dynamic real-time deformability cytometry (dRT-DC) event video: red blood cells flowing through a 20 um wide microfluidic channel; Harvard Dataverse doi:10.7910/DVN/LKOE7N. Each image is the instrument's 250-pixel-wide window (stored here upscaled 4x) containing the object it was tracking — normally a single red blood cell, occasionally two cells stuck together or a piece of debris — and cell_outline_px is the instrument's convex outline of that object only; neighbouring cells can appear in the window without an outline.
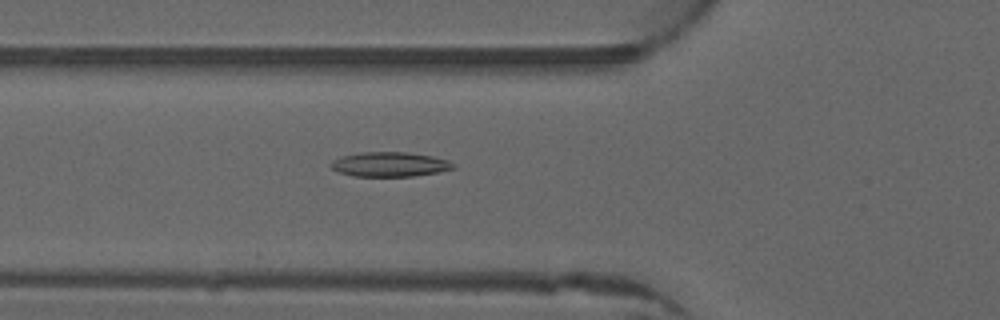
{"species": "common noctule bat (a hibernating species)", "species_latin": "Nyctalus noctula", "temperature_condition": "warm", "stored_images_in_passage": 36, "camera_frame_rate_fps": 3000, "um_per_image_px": 0.085, "animal": {"sex": "male", "forearm_length_mm": 52.5}, "frame": {"image": 1, "passage_image": 3, "time_ms": 0.667, "image_size_px": [1000, 320], "cell_outline_px": [[456, 168], [436, 172], [412, 176], [356, 176], [340, 172], [332, 168], [332, 160], [344, 156], [360, 152], [408, 152], [432, 156], [448, 160], [456, 164]], "centroid_in_image_um": [33.18, 13.96], "position_along_channel_um": 92.6, "area_um2": 17.34}}
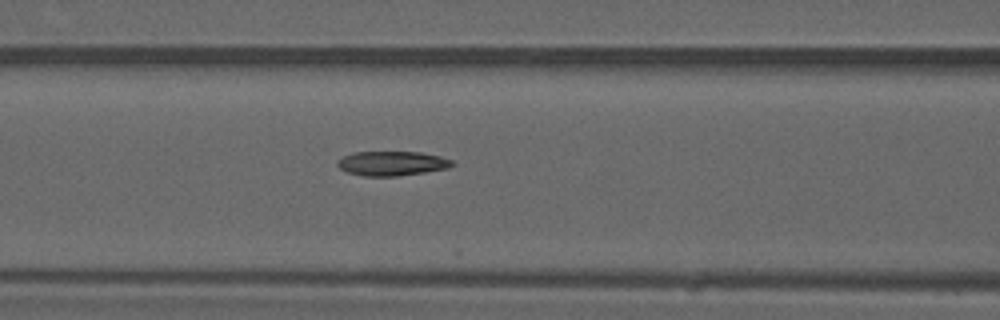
{"frame": {"image": 2, "passage_image": 6, "time_ms": 1.667, "image_size_px": [1000, 320], "cell_outline_px": [[456, 164], [448, 168], [424, 172], [396, 176], [364, 176], [348, 172], [340, 168], [336, 164], [336, 160], [352, 152], [420, 152], [440, 156], [452, 160]], "centroid_in_image_um": [33.31, 13.88], "position_along_channel_um": 133.3, "area_um2": 16.36}}
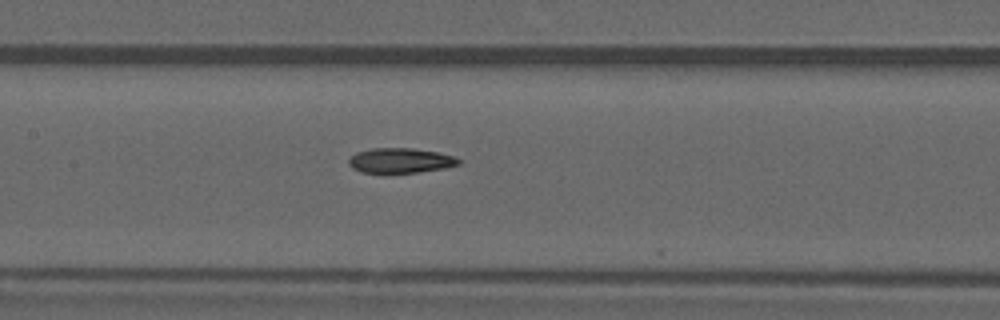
{"frame": {"image": 3, "passage_image": 9, "time_ms": 2.667, "image_size_px": [1000, 320], "cell_outline_px": [[460, 164], [444, 168], [416, 172], [360, 172], [352, 168], [348, 164], [348, 160], [356, 152], [372, 148], [412, 148], [436, 152], [456, 156], [460, 160]], "centroid_in_image_um": [34.03, 13.63], "position_along_channel_um": 173.4, "area_um2": 15.84}, "authors_computed_cell_mechanics": {"area_um2": 16.0973, "velocity_mm_per_s": 4.0101, "shape_relaxation_time_tau1_ms": null, "shape_relaxation_time_tau2_ms": 7.2434, "deformation_change_tau1": null, "deformation_change_tau2": 0.1621}}